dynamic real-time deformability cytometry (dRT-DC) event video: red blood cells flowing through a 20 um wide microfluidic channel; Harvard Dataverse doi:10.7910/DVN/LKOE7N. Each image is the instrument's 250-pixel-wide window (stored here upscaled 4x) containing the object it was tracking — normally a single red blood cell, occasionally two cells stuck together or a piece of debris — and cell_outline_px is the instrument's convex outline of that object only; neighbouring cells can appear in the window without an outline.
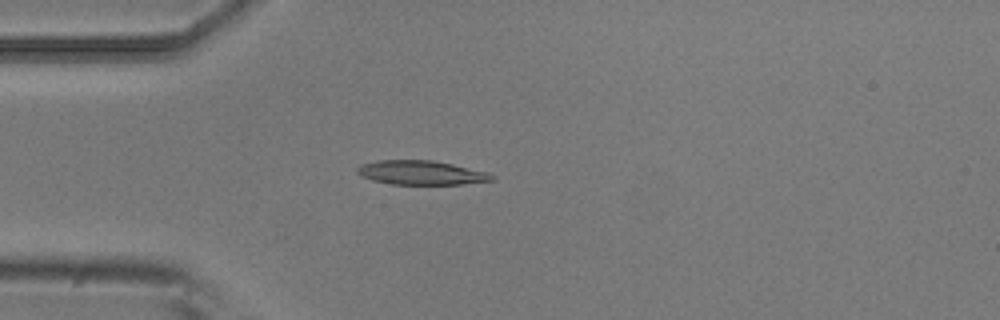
{"species": "common noctule bat (a hibernating species)", "species_latin": "Nyctalus noctula", "temperature_condition": "room temperature", "stored_images_in_passage": 6, "camera_frame_rate_fps": 3000, "um_per_image_px": 0.085, "animal": {"sex": "male", "body_mass_g": 20.5, "forearm_length_mm": 52.5}, "frame": {"image": 1, "passage_image": 5, "time_ms": 1.333, "image_size_px": [1000, 320], "cell_outline_px": [[496, 180], [464, 184], [392, 184], [372, 180], [360, 176], [356, 172], [356, 168], [360, 164], [376, 160], [432, 160], [452, 164], [488, 172], [496, 176]], "centroid_in_image_um": [35.79, 14.68], "position_along_channel_um": 49.2, "area_um2": 19.13}}